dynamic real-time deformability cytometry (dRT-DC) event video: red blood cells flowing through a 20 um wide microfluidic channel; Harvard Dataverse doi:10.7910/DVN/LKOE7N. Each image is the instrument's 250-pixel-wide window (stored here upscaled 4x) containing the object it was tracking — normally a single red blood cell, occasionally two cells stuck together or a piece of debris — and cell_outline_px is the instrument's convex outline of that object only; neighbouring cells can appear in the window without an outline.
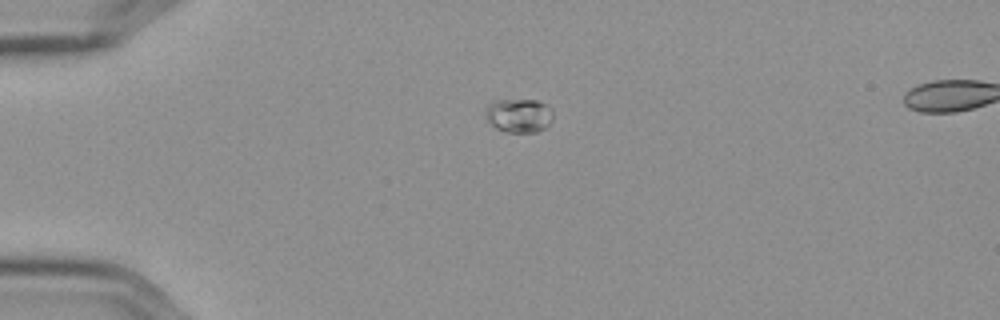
{"species": "Egyptian fruit bat (a non-hibernating species)", "species_latin": "Rousettus aegyptiacus", "temperature_condition": "cold", "stored_images_in_passage": 46, "segment_of_instrument_passage": [1, 2], "camera_frame_rate_fps": 3000, "um_per_image_px": 0.085, "frame": {"image": 1, "passage_image": 1, "time_ms": 0.0, "image_size_px": [1000, 320], "cell_outline_px": [[552, 120], [544, 128], [536, 132], [508, 132], [496, 128], [484, 116], [484, 112], [488, 104], [492, 100], [536, 100], [548, 104], [552, 108]], "centroid_in_image_um": [44.1, 9.79], "position_along_channel_um": 40.9, "area_um2": 13.47}}
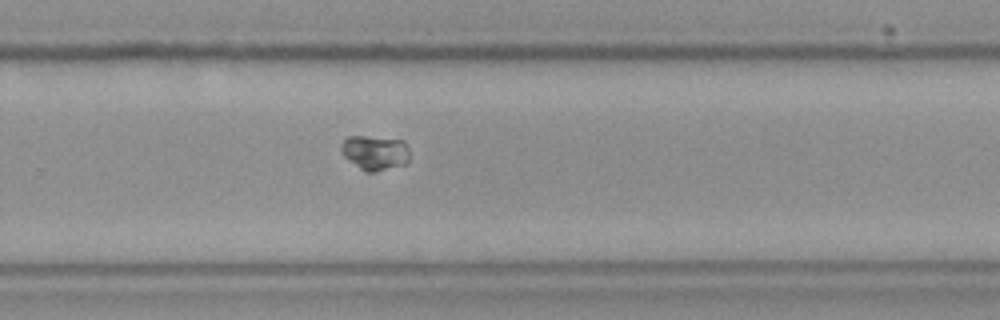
{"frame": {"image": 2, "passage_image": 26, "time_ms": 8.333, "image_size_px": [1000, 320], "cell_outline_px": [[408, 160], [404, 164], [372, 172], [364, 172], [344, 156], [340, 148], [340, 144], [348, 136], [364, 136], [404, 140], [408, 148]], "centroid_in_image_um": [31.84, 12.96], "position_along_channel_um": 298.0, "area_um2": 13.7}}
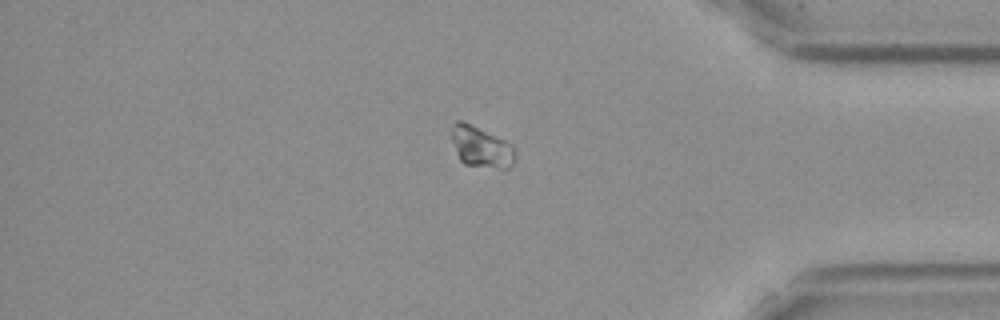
{"frame": {"image": 3, "passage_image": 36, "time_ms": 11.667, "image_size_px": [1000, 320], "cell_outline_px": [[512, 164], [508, 168], [504, 168], [464, 164], [460, 160], [452, 140], [452, 124], [456, 120], [460, 120], [508, 140], [512, 144]], "centroid_in_image_um": [40.86, 12.45], "position_along_channel_um": 394.3, "area_um2": 14.8}}